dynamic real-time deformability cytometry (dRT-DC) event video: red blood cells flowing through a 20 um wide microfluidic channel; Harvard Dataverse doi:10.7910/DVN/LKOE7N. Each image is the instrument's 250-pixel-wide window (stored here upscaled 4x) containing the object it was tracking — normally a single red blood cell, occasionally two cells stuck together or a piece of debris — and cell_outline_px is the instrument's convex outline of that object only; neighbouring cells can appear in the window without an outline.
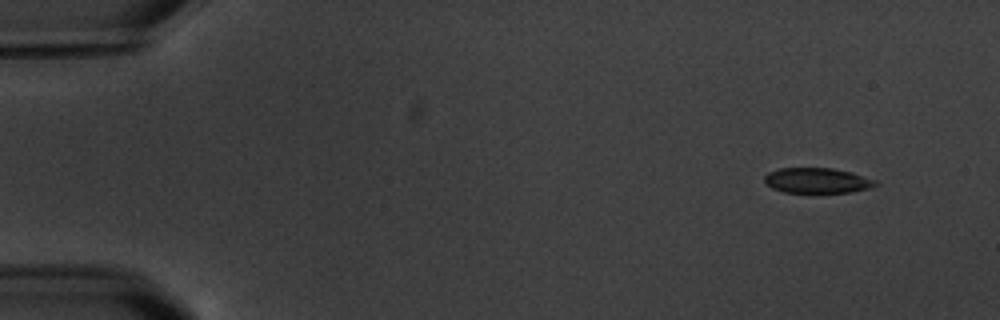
{"species": "common noctule bat (a hibernating species)", "species_latin": "Nyctalus noctula", "temperature_condition": "warm", "stored_images_in_passage": 8, "camera_frame_rate_fps": 3000, "um_per_image_px": 0.085, "animal": {"sex": "male", "body_mass_g": 20.1, "forearm_length_mm": 53.5}, "frame": {"image": 1, "passage_image": 1, "time_ms": 0.0, "image_size_px": [1000, 320], "cell_outline_px": [[880, 184], [868, 188], [848, 192], [812, 196], [784, 192], [772, 188], [764, 180], [764, 176], [768, 172], [780, 168], [832, 168], [852, 172], [876, 180]], "centroid_in_image_um": [69.45, 15.39], "position_along_channel_um": 15.5, "area_um2": 17.17}}
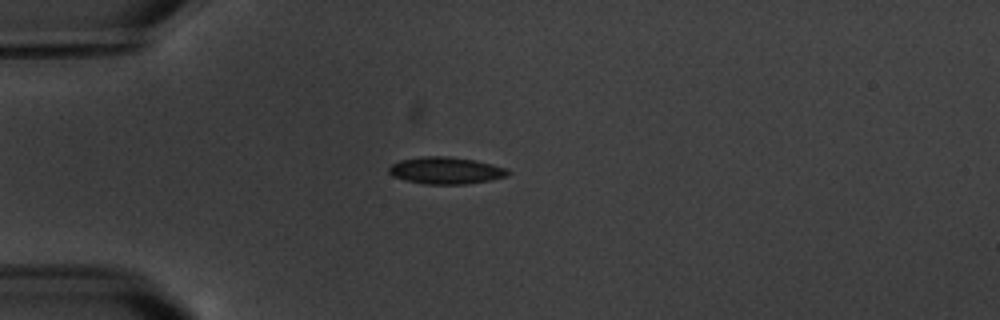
{"frame": {"image": 2, "passage_image": 4, "time_ms": 3.667, "image_size_px": [1000, 320], "cell_outline_px": [[512, 172], [508, 176], [488, 180], [464, 184], [424, 184], [404, 180], [392, 176], [388, 172], [388, 168], [392, 164], [400, 160], [420, 156], [448, 156], [476, 160], [508, 168]], "centroid_in_image_um": [37.89, 14.48], "position_along_channel_um": 47.1, "area_um2": 18.9}}
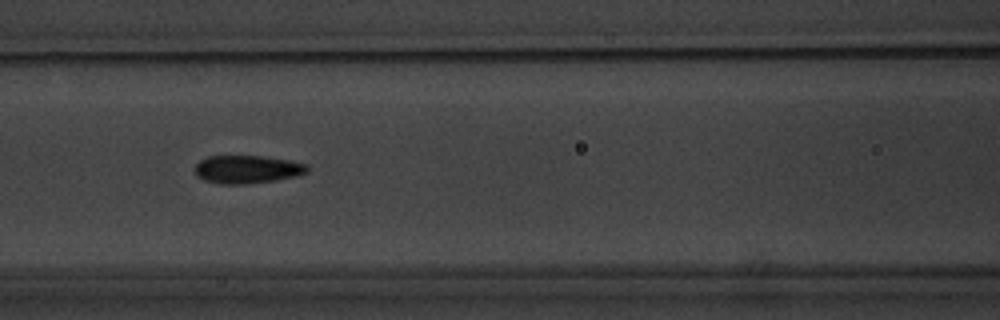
{"frame": {"image": 3, "passage_image": 7, "time_ms": 7.0, "image_size_px": [1000, 320], "cell_outline_px": [[308, 172], [296, 176], [276, 180], [248, 184], [220, 184], [204, 180], [196, 176], [196, 164], [200, 160], [208, 156], [260, 156], [288, 160], [308, 164]], "centroid_in_image_um": [21.01, 14.4], "position_along_channel_um": 145.6, "area_um2": 18.38}}